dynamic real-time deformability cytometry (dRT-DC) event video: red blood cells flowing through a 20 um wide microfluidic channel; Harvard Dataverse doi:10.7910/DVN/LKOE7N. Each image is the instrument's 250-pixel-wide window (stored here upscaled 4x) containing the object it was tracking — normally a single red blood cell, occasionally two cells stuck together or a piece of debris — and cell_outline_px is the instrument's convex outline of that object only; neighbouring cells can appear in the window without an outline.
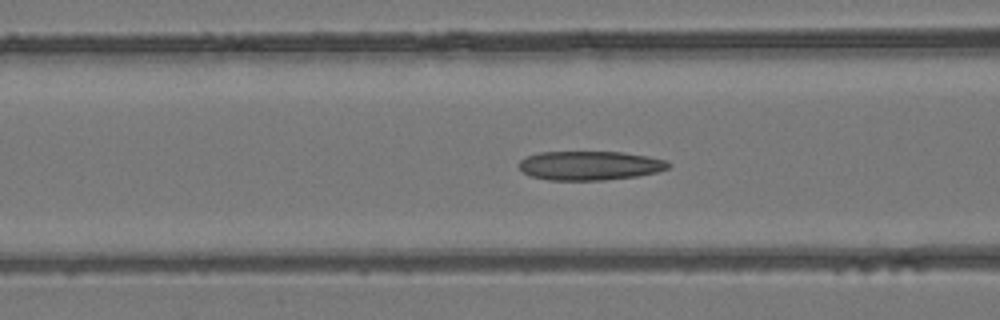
{"species": "common noctule bat (a hibernating species)", "species_latin": "Nyctalus noctula", "temperature_condition": "room temperature", "stored_images_in_passage": 51, "camera_frame_rate_fps": 3000, "um_per_image_px": 0.085, "animal": {"sex": "female", "body_mass_g": 24.6, "forearm_length_mm": 56.2}, "frame": {"image": 1, "passage_image": 20, "time_ms": 6.333, "image_size_px": [1000, 320], "cell_outline_px": [[672, 164], [668, 168], [656, 172], [636, 176], [604, 180], [548, 180], [532, 176], [524, 172], [516, 164], [524, 156], [540, 152], [624, 152], [648, 156], [664, 160]], "centroid_in_image_um": [50.1, 14.06], "position_along_channel_um": 116.5, "area_um2": 25.37}}
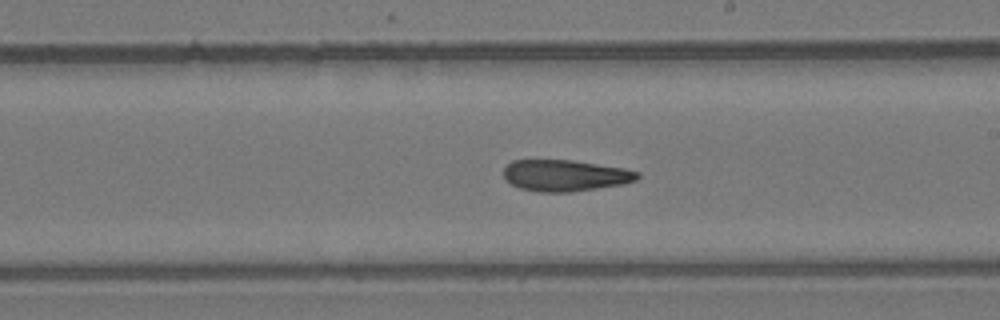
{"frame": {"image": 2, "passage_image": 29, "time_ms": 9.333, "image_size_px": [1000, 320], "cell_outline_px": [[640, 176], [636, 180], [620, 184], [572, 192], [540, 192], [520, 188], [504, 180], [504, 168], [512, 160], [572, 160], [624, 168], [640, 172]], "centroid_in_image_um": [48.01, 14.91], "position_along_channel_um": 241.0, "area_um2": 24.39}}
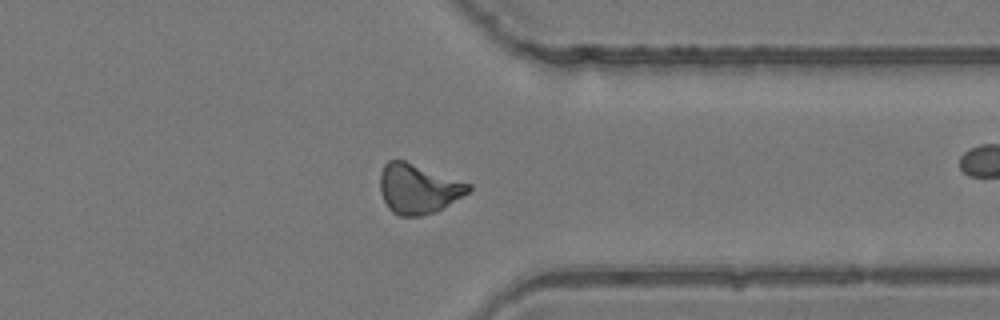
{"frame": {"image": 3, "passage_image": 39, "time_ms": 12.667, "image_size_px": [1000, 320], "cell_outline_px": [[472, 188], [468, 192], [436, 212], [420, 216], [400, 216], [392, 212], [388, 208], [380, 192], [380, 172], [384, 164], [388, 160], [404, 160], [472, 184]], "centroid_in_image_um": [35.53, 16.04], "position_along_channel_um": 375.9, "area_um2": 25.61}, "authors_computed_cell_mechanics": {"area_um2": 25.3742, "velocity_mm_per_s": 4.1461, "shape_relaxation_time_tau1_ms": null, "shape_relaxation_time_tau2_ms": 5.6125, "deformation_change_tau1": null, "deformation_change_tau2": 0.1545}}